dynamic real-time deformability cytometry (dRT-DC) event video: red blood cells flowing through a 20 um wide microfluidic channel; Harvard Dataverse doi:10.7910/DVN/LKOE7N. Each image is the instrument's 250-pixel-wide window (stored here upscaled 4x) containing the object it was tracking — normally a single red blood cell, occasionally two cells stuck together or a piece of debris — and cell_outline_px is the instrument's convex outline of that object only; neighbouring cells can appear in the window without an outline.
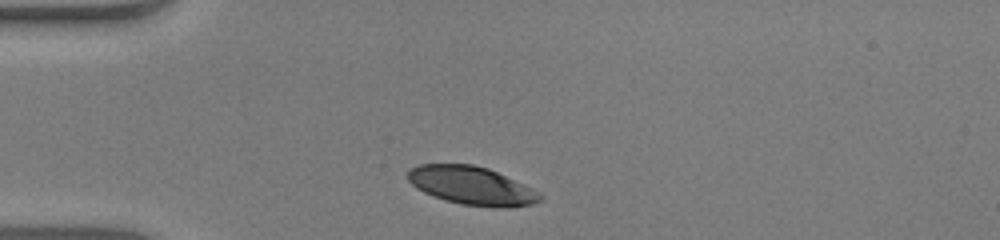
{"species": "human", "species_latin": "Homo sapiens", "temperature_condition": "warm", "stored_images_in_passage": 31, "camera_frame_rate_fps": 3000, "um_per_image_px": 0.085, "donor": {"sex": "male"}, "frame": {"image": 1, "passage_image": 1, "time_ms": 0.0, "image_size_px": [1000, 240], "cell_outline_px": [[544, 196], [540, 200], [532, 204], [508, 208], [500, 208], [460, 204], [444, 200], [424, 192], [416, 188], [408, 180], [408, 168], [420, 164], [472, 164], [488, 168], [532, 188]], "centroid_in_image_um": [40.08, 15.78], "position_along_channel_um": 44.9, "area_um2": 29.54}}
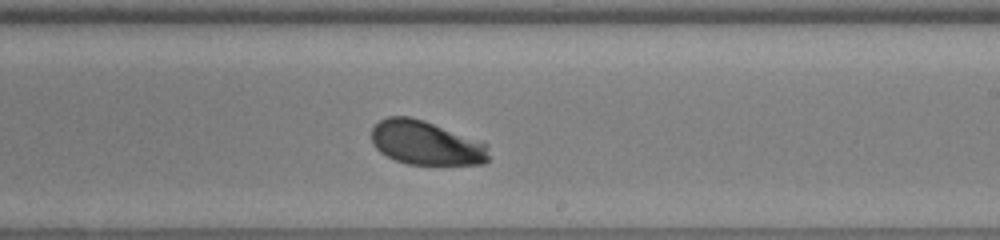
{"frame": {"image": 2, "passage_image": 19, "time_ms": 6.0, "image_size_px": [1000, 240], "cell_outline_px": [[488, 160], [484, 164], [408, 164], [396, 160], [380, 152], [372, 144], [372, 128], [380, 120], [388, 116], [408, 116], [424, 120], [488, 144]], "centroid_in_image_um": [36.19, 12.14], "position_along_channel_um": 252.8, "area_um2": 29.94}}
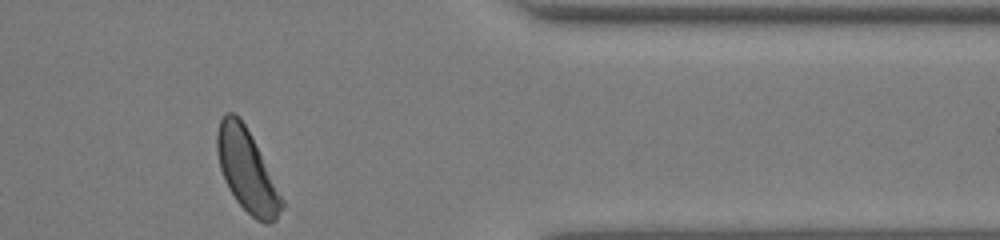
{"frame": {"image": 3, "passage_image": 31, "time_ms": 10.0, "image_size_px": [1000, 240], "cell_outline_px": [[284, 208], [276, 220], [268, 224], [264, 224], [256, 220], [236, 200], [228, 188], [224, 180], [220, 168], [216, 152], [216, 136], [220, 120], [224, 112], [232, 112], [240, 116], [284, 200]], "centroid_in_image_um": [20.97, 14.51], "position_along_channel_um": 390.4, "area_um2": 30.69}, "authors_computed_cell_mechanics": {"area_um2": 30.6918, "velocity_mm_per_s": 3.9032, "shape_relaxation_time_tau1_ms": 1.7372, "shape_relaxation_time_tau2_ms": null, "deformation_change_tau1": 0.1137, "deformation_change_tau2": null}}